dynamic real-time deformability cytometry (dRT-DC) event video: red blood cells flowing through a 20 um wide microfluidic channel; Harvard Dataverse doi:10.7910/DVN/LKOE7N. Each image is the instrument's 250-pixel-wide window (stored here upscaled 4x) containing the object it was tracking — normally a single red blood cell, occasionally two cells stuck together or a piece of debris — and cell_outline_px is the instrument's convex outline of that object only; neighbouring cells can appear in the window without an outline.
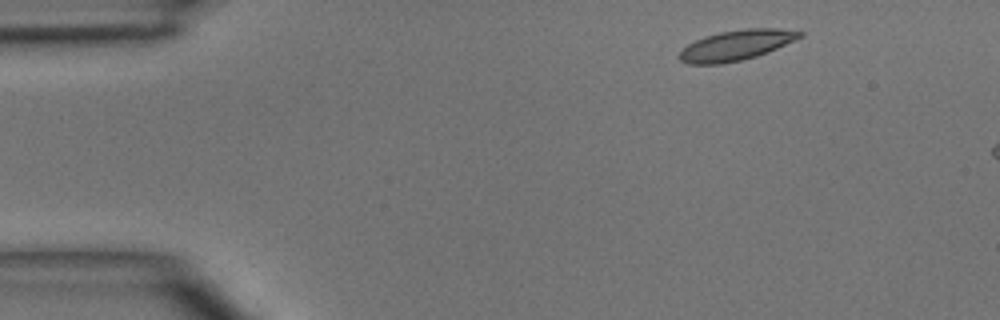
{"species": "common noctule bat (a hibernating species)", "species_latin": "Nyctalus noctula", "temperature_condition": "room temperature", "stored_images_in_passage": 3, "camera_frame_rate_fps": 3000, "um_per_image_px": 0.085, "animal": {"sex": "male", "body_mass_g": 15.6}, "frame": {"image": 1, "passage_image": 1, "time_ms": 0.0, "image_size_px": [1000, 320], "cell_outline_px": [[804, 36], [768, 52], [756, 56], [740, 60], [720, 64], [688, 64], [680, 60], [676, 56], [688, 44], [704, 36], [720, 32], [744, 28], [776, 28], [804, 32]], "centroid_in_image_um": [62.57, 3.84], "position_along_channel_um": 22.4, "area_um2": 21.21}}